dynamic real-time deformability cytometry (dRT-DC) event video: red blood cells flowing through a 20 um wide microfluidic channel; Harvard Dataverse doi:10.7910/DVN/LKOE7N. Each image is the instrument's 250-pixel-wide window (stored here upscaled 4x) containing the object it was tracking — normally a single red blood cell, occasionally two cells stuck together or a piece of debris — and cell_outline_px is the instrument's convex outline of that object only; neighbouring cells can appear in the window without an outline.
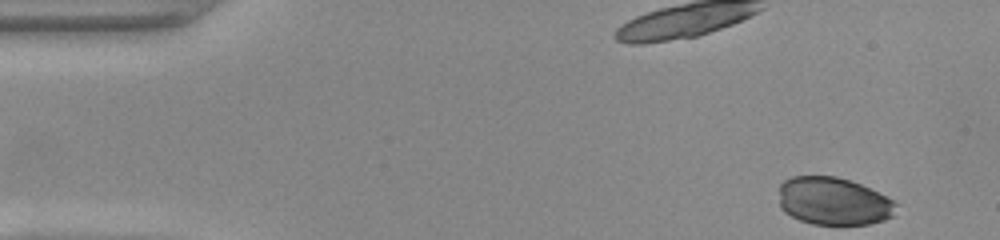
{"species": "common noctule bat (a hibernating species)", "species_latin": "Nyctalus noctula", "temperature_condition": "warm", "stored_images_in_passage": 44, "camera_frame_rate_fps": 3000, "um_per_image_px": 0.085, "animal": {"sex": "female", "body_mass_g": 22.0, "forearm_length_mm": 56.7}, "frame": {"image": 1, "passage_image": 1, "time_ms": 0.0, "image_size_px": [1000, 240], "cell_outline_px": [[900, 204], [892, 216], [884, 220], [868, 224], [812, 224], [800, 220], [784, 212], [780, 208], [780, 184], [784, 180], [792, 176], [836, 176], [852, 180], [896, 200]], "centroid_in_image_um": [70.89, 17.09], "position_along_channel_um": 14.1, "area_um2": 33.0}}